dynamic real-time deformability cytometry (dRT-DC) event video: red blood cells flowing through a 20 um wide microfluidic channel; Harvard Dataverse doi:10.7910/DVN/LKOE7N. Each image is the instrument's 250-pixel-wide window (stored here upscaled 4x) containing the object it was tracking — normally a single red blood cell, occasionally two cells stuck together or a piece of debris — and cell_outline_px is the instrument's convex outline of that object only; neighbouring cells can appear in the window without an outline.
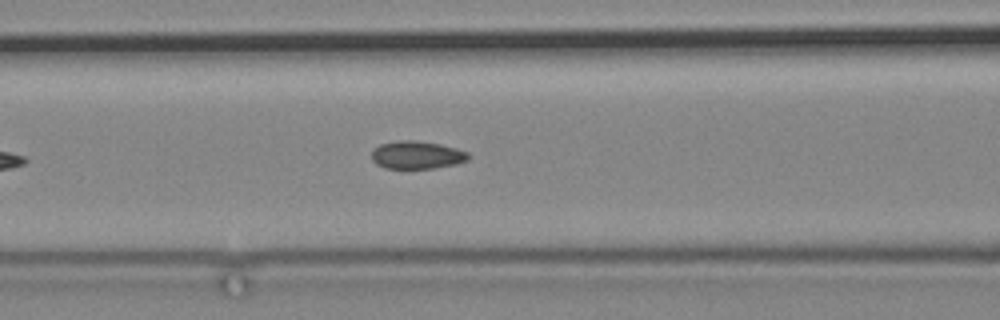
{"species": "common noctule bat (a hibernating species)", "species_latin": "Nyctalus noctula", "temperature_condition": "cold", "stored_images_in_passage": 11, "camera_frame_rate_fps": 3000, "um_per_image_px": 0.085, "animal": {"sex": "male", "body_mass_g": 19.2, "forearm_length_mm": 51.8}, "frame": {"image": 1, "passage_image": 11, "time_ms": 13.0, "image_size_px": [1000, 320], "cell_outline_px": [[472, 156], [468, 160], [456, 164], [432, 168], [384, 168], [376, 164], [372, 160], [372, 152], [380, 144], [400, 140], [416, 140], [440, 144], [456, 148], [468, 152]], "centroid_in_image_um": [35.46, 13.17], "position_along_channel_um": 131.1, "area_um2": 15.72}}